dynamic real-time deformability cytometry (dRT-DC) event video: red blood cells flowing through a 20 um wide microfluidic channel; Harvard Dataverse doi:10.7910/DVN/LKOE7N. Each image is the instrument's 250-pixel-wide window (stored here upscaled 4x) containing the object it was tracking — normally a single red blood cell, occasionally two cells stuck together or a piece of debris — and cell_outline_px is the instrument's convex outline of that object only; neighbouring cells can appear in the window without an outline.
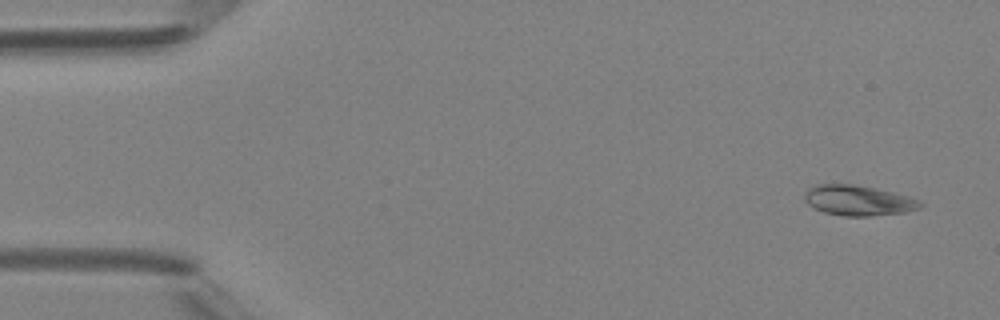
{"species": "Egyptian fruit bat (a non-hibernating species)", "species_latin": "Rousettus aegyptiacus", "temperature_condition": "room temperature", "stored_images_in_passage": 4, "camera_frame_rate_fps": 3000, "um_per_image_px": 0.085, "animal": {"sex": "female"}, "frame": {"image": 1, "passage_image": 1, "time_ms": 0.0, "image_size_px": [1000, 320], "cell_outline_px": [[924, 204], [920, 208], [904, 212], [872, 216], [844, 216], [824, 212], [808, 204], [804, 200], [804, 192], [808, 188], [816, 184], [856, 184], [892, 192], [908, 196], [920, 200]], "centroid_in_image_um": [72.94, 17.03], "position_along_channel_um": 12.1, "area_um2": 20.46}}
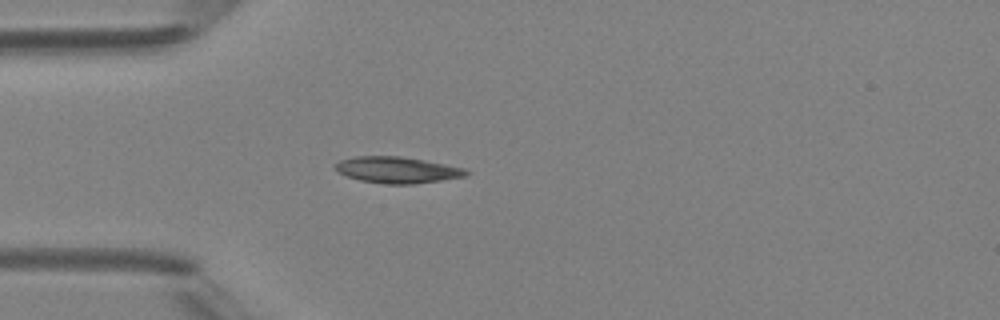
{"frame": {"image": 2, "passage_image": 4, "time_ms": 3.667, "image_size_px": [1000, 320], "cell_outline_px": [[468, 176], [412, 184], [388, 184], [360, 180], [348, 176], [340, 172], [332, 164], [340, 160], [356, 156], [400, 156], [424, 160], [464, 168], [468, 172]], "centroid_in_image_um": [33.75, 14.44], "position_along_channel_um": 51.2, "area_um2": 19.83}}